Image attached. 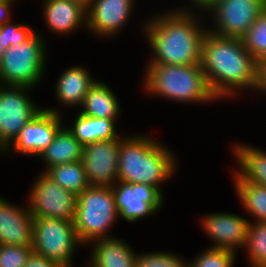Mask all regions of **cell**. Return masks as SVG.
I'll list each match as a JSON object with an SVG mask.
<instances>
[{"label":"cell","instance_id":"d6a6232c","mask_svg":"<svg viewBox=\"0 0 266 267\" xmlns=\"http://www.w3.org/2000/svg\"><path fill=\"white\" fill-rule=\"evenodd\" d=\"M24 267H61L58 263L32 252Z\"/></svg>","mask_w":266,"mask_h":267},{"label":"cell","instance_id":"7a4b0ae2","mask_svg":"<svg viewBox=\"0 0 266 267\" xmlns=\"http://www.w3.org/2000/svg\"><path fill=\"white\" fill-rule=\"evenodd\" d=\"M200 64L219 102H230L244 92L250 90L247 94H253L257 89L259 62L246 50L242 38L207 31Z\"/></svg>","mask_w":266,"mask_h":267},{"label":"cell","instance_id":"ba28073f","mask_svg":"<svg viewBox=\"0 0 266 267\" xmlns=\"http://www.w3.org/2000/svg\"><path fill=\"white\" fill-rule=\"evenodd\" d=\"M33 90L29 86L0 85V156L43 109L44 105L31 96Z\"/></svg>","mask_w":266,"mask_h":267},{"label":"cell","instance_id":"ac0fdd59","mask_svg":"<svg viewBox=\"0 0 266 267\" xmlns=\"http://www.w3.org/2000/svg\"><path fill=\"white\" fill-rule=\"evenodd\" d=\"M87 248H90V256L84 267H135L138 252L129 242L116 235L96 239Z\"/></svg>","mask_w":266,"mask_h":267},{"label":"cell","instance_id":"484cf974","mask_svg":"<svg viewBox=\"0 0 266 267\" xmlns=\"http://www.w3.org/2000/svg\"><path fill=\"white\" fill-rule=\"evenodd\" d=\"M243 250L250 267H266V222L249 224Z\"/></svg>","mask_w":266,"mask_h":267},{"label":"cell","instance_id":"4316f807","mask_svg":"<svg viewBox=\"0 0 266 267\" xmlns=\"http://www.w3.org/2000/svg\"><path fill=\"white\" fill-rule=\"evenodd\" d=\"M242 41L258 62L266 60V10L254 21Z\"/></svg>","mask_w":266,"mask_h":267},{"label":"cell","instance_id":"ffe728a7","mask_svg":"<svg viewBox=\"0 0 266 267\" xmlns=\"http://www.w3.org/2000/svg\"><path fill=\"white\" fill-rule=\"evenodd\" d=\"M108 82L97 79L77 112L93 118L119 119L122 107Z\"/></svg>","mask_w":266,"mask_h":267},{"label":"cell","instance_id":"4fadbf2b","mask_svg":"<svg viewBox=\"0 0 266 267\" xmlns=\"http://www.w3.org/2000/svg\"><path fill=\"white\" fill-rule=\"evenodd\" d=\"M65 115L44 108L28 122L14 143L1 155H22L38 157L53 141L55 134L66 123Z\"/></svg>","mask_w":266,"mask_h":267},{"label":"cell","instance_id":"83f0119b","mask_svg":"<svg viewBox=\"0 0 266 267\" xmlns=\"http://www.w3.org/2000/svg\"><path fill=\"white\" fill-rule=\"evenodd\" d=\"M199 252L188 260V267H234L237 262L238 254L231 250L205 247Z\"/></svg>","mask_w":266,"mask_h":267},{"label":"cell","instance_id":"30bf717a","mask_svg":"<svg viewBox=\"0 0 266 267\" xmlns=\"http://www.w3.org/2000/svg\"><path fill=\"white\" fill-rule=\"evenodd\" d=\"M26 199L33 217L74 221L77 195L55 183L45 172L34 179Z\"/></svg>","mask_w":266,"mask_h":267},{"label":"cell","instance_id":"f1b7e54d","mask_svg":"<svg viewBox=\"0 0 266 267\" xmlns=\"http://www.w3.org/2000/svg\"><path fill=\"white\" fill-rule=\"evenodd\" d=\"M135 267H188V258L166 250L145 251L137 253Z\"/></svg>","mask_w":266,"mask_h":267},{"label":"cell","instance_id":"7402d4cb","mask_svg":"<svg viewBox=\"0 0 266 267\" xmlns=\"http://www.w3.org/2000/svg\"><path fill=\"white\" fill-rule=\"evenodd\" d=\"M74 120L65 124L82 144L96 141L123 138V132L119 133L117 121L119 119L93 118L81 113H75ZM122 134V135H121Z\"/></svg>","mask_w":266,"mask_h":267},{"label":"cell","instance_id":"cb8c5ba5","mask_svg":"<svg viewBox=\"0 0 266 267\" xmlns=\"http://www.w3.org/2000/svg\"><path fill=\"white\" fill-rule=\"evenodd\" d=\"M112 190L120 221L123 219L125 222L136 224L147 217L159 214L148 202L135 196L133 184L117 181Z\"/></svg>","mask_w":266,"mask_h":267},{"label":"cell","instance_id":"e575fe53","mask_svg":"<svg viewBox=\"0 0 266 267\" xmlns=\"http://www.w3.org/2000/svg\"><path fill=\"white\" fill-rule=\"evenodd\" d=\"M256 95L266 96V62H259L258 86L255 90Z\"/></svg>","mask_w":266,"mask_h":267},{"label":"cell","instance_id":"8d00e7d4","mask_svg":"<svg viewBox=\"0 0 266 267\" xmlns=\"http://www.w3.org/2000/svg\"><path fill=\"white\" fill-rule=\"evenodd\" d=\"M6 50L7 49L5 48V41L3 40V35H1V32H0V60Z\"/></svg>","mask_w":266,"mask_h":267},{"label":"cell","instance_id":"277c9868","mask_svg":"<svg viewBox=\"0 0 266 267\" xmlns=\"http://www.w3.org/2000/svg\"><path fill=\"white\" fill-rule=\"evenodd\" d=\"M141 76V90L180 104L218 103L200 65L146 64Z\"/></svg>","mask_w":266,"mask_h":267},{"label":"cell","instance_id":"6da1fadb","mask_svg":"<svg viewBox=\"0 0 266 267\" xmlns=\"http://www.w3.org/2000/svg\"><path fill=\"white\" fill-rule=\"evenodd\" d=\"M166 9L146 16L139 25L151 50L145 64L200 65L208 31L204 11L177 6Z\"/></svg>","mask_w":266,"mask_h":267},{"label":"cell","instance_id":"8fae6325","mask_svg":"<svg viewBox=\"0 0 266 267\" xmlns=\"http://www.w3.org/2000/svg\"><path fill=\"white\" fill-rule=\"evenodd\" d=\"M137 5V0H91L86 7V32L99 40H113L125 30Z\"/></svg>","mask_w":266,"mask_h":267},{"label":"cell","instance_id":"52a82bcc","mask_svg":"<svg viewBox=\"0 0 266 267\" xmlns=\"http://www.w3.org/2000/svg\"><path fill=\"white\" fill-rule=\"evenodd\" d=\"M83 247L85 249L72 221L33 217L32 249L36 254L58 263L61 267H78L73 262L75 253Z\"/></svg>","mask_w":266,"mask_h":267},{"label":"cell","instance_id":"9a60e30c","mask_svg":"<svg viewBox=\"0 0 266 267\" xmlns=\"http://www.w3.org/2000/svg\"><path fill=\"white\" fill-rule=\"evenodd\" d=\"M68 67L58 75L54 83L55 87L53 89H55L57 106H43L45 110L61 115H64L62 111L71 108L78 111L89 89L97 81V78L93 77L92 73L84 65H70Z\"/></svg>","mask_w":266,"mask_h":267},{"label":"cell","instance_id":"d6986e66","mask_svg":"<svg viewBox=\"0 0 266 267\" xmlns=\"http://www.w3.org/2000/svg\"><path fill=\"white\" fill-rule=\"evenodd\" d=\"M235 165L234 170L245 180L266 186V151L251 143L234 141L230 143Z\"/></svg>","mask_w":266,"mask_h":267},{"label":"cell","instance_id":"5bb4252c","mask_svg":"<svg viewBox=\"0 0 266 267\" xmlns=\"http://www.w3.org/2000/svg\"><path fill=\"white\" fill-rule=\"evenodd\" d=\"M121 139L114 138L83 145L81 162L90 186L112 187L117 182Z\"/></svg>","mask_w":266,"mask_h":267},{"label":"cell","instance_id":"5b68a950","mask_svg":"<svg viewBox=\"0 0 266 267\" xmlns=\"http://www.w3.org/2000/svg\"><path fill=\"white\" fill-rule=\"evenodd\" d=\"M47 40L45 32L36 27L28 40L10 46L0 60V85L40 87L48 71Z\"/></svg>","mask_w":266,"mask_h":267},{"label":"cell","instance_id":"f546056e","mask_svg":"<svg viewBox=\"0 0 266 267\" xmlns=\"http://www.w3.org/2000/svg\"><path fill=\"white\" fill-rule=\"evenodd\" d=\"M13 21L14 19L0 25V32L1 35H3L6 49L10 46H17L19 43L25 42L36 32V27L34 28V26L28 22Z\"/></svg>","mask_w":266,"mask_h":267},{"label":"cell","instance_id":"2e32d148","mask_svg":"<svg viewBox=\"0 0 266 267\" xmlns=\"http://www.w3.org/2000/svg\"><path fill=\"white\" fill-rule=\"evenodd\" d=\"M43 23L47 34L71 36L79 29L87 30L86 6L75 0H41ZM50 31V32H49Z\"/></svg>","mask_w":266,"mask_h":267},{"label":"cell","instance_id":"d4e9b609","mask_svg":"<svg viewBox=\"0 0 266 267\" xmlns=\"http://www.w3.org/2000/svg\"><path fill=\"white\" fill-rule=\"evenodd\" d=\"M45 173L62 188L76 195L90 187L81 160L52 166Z\"/></svg>","mask_w":266,"mask_h":267},{"label":"cell","instance_id":"44dd1931","mask_svg":"<svg viewBox=\"0 0 266 267\" xmlns=\"http://www.w3.org/2000/svg\"><path fill=\"white\" fill-rule=\"evenodd\" d=\"M83 145L64 124L55 134L52 143L39 155L40 171L46 172L50 167L80 161L82 158Z\"/></svg>","mask_w":266,"mask_h":267},{"label":"cell","instance_id":"3957f363","mask_svg":"<svg viewBox=\"0 0 266 267\" xmlns=\"http://www.w3.org/2000/svg\"><path fill=\"white\" fill-rule=\"evenodd\" d=\"M132 133L120 140L117 181L148 184L165 196L162 185L177 175L178 156L150 133Z\"/></svg>","mask_w":266,"mask_h":267},{"label":"cell","instance_id":"603a6c76","mask_svg":"<svg viewBox=\"0 0 266 267\" xmlns=\"http://www.w3.org/2000/svg\"><path fill=\"white\" fill-rule=\"evenodd\" d=\"M232 169V187L239 200V205L248 214L247 216H251V218L248 217L250 223L266 222V186L245 181L234 170V167Z\"/></svg>","mask_w":266,"mask_h":267},{"label":"cell","instance_id":"4dcf8cb0","mask_svg":"<svg viewBox=\"0 0 266 267\" xmlns=\"http://www.w3.org/2000/svg\"><path fill=\"white\" fill-rule=\"evenodd\" d=\"M32 252V246L0 244V267H24Z\"/></svg>","mask_w":266,"mask_h":267},{"label":"cell","instance_id":"d590c367","mask_svg":"<svg viewBox=\"0 0 266 267\" xmlns=\"http://www.w3.org/2000/svg\"><path fill=\"white\" fill-rule=\"evenodd\" d=\"M189 1L187 5L180 6L178 5L177 7L181 8H187V9H198V10H204L207 8L214 0H187ZM190 3V4H189ZM189 4V5H188Z\"/></svg>","mask_w":266,"mask_h":267},{"label":"cell","instance_id":"7c38bea8","mask_svg":"<svg viewBox=\"0 0 266 267\" xmlns=\"http://www.w3.org/2000/svg\"><path fill=\"white\" fill-rule=\"evenodd\" d=\"M202 233L211 240L209 248L241 251L245 245L250 221L241 214L210 212L199 217Z\"/></svg>","mask_w":266,"mask_h":267},{"label":"cell","instance_id":"8992f818","mask_svg":"<svg viewBox=\"0 0 266 267\" xmlns=\"http://www.w3.org/2000/svg\"><path fill=\"white\" fill-rule=\"evenodd\" d=\"M119 219L112 187L90 186L77 195L73 224L86 247L96 239L114 237L110 230Z\"/></svg>","mask_w":266,"mask_h":267},{"label":"cell","instance_id":"e0dca14e","mask_svg":"<svg viewBox=\"0 0 266 267\" xmlns=\"http://www.w3.org/2000/svg\"><path fill=\"white\" fill-rule=\"evenodd\" d=\"M24 203L0 196V244L32 246L33 216L27 200Z\"/></svg>","mask_w":266,"mask_h":267},{"label":"cell","instance_id":"1f68e13d","mask_svg":"<svg viewBox=\"0 0 266 267\" xmlns=\"http://www.w3.org/2000/svg\"><path fill=\"white\" fill-rule=\"evenodd\" d=\"M133 191L138 199L148 202L157 212H161V209L164 208L165 197L156 187L143 183H133Z\"/></svg>","mask_w":266,"mask_h":267},{"label":"cell","instance_id":"74e56055","mask_svg":"<svg viewBox=\"0 0 266 267\" xmlns=\"http://www.w3.org/2000/svg\"><path fill=\"white\" fill-rule=\"evenodd\" d=\"M75 1H78L87 7L91 0H75Z\"/></svg>","mask_w":266,"mask_h":267},{"label":"cell","instance_id":"9c48e42d","mask_svg":"<svg viewBox=\"0 0 266 267\" xmlns=\"http://www.w3.org/2000/svg\"><path fill=\"white\" fill-rule=\"evenodd\" d=\"M265 10L266 0H214L203 11L210 33L242 38Z\"/></svg>","mask_w":266,"mask_h":267},{"label":"cell","instance_id":"836d02e7","mask_svg":"<svg viewBox=\"0 0 266 267\" xmlns=\"http://www.w3.org/2000/svg\"><path fill=\"white\" fill-rule=\"evenodd\" d=\"M17 1L19 0H4L0 2V25H3L4 23L9 22L13 19V6H15V3Z\"/></svg>","mask_w":266,"mask_h":267}]
</instances>
